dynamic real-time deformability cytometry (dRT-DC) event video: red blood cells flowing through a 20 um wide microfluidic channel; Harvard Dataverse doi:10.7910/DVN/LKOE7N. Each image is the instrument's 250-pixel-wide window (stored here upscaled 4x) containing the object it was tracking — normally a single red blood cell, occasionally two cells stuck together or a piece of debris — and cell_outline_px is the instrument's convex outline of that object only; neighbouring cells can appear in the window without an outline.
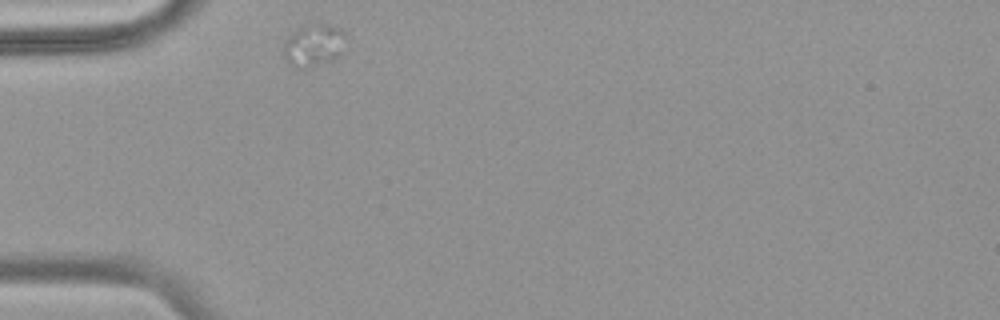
{"species": "common noctule bat (a hibernating species)", "species_latin": "Nyctalus noctula", "temperature_condition": "warm", "stored_images_in_passage": 10, "camera_frame_rate_fps": 3000, "um_per_image_px": 0.085, "animal": {"sex": "female", "body_mass_g": 18.4}, "frame": {"image": 1, "passage_image": 1, "time_ms": 0.0, "image_size_px": [1000, 320], "cell_outline_px": [[348, 44], [340, 56], [304, 68], [292, 68], [284, 60], [284, 40], [288, 36], [300, 28], [320, 24], [332, 24], [340, 28], [344, 32]], "centroid_in_image_um": [26.69, 3.86], "position_along_channel_um": 58.3, "area_um2": 15.43}}
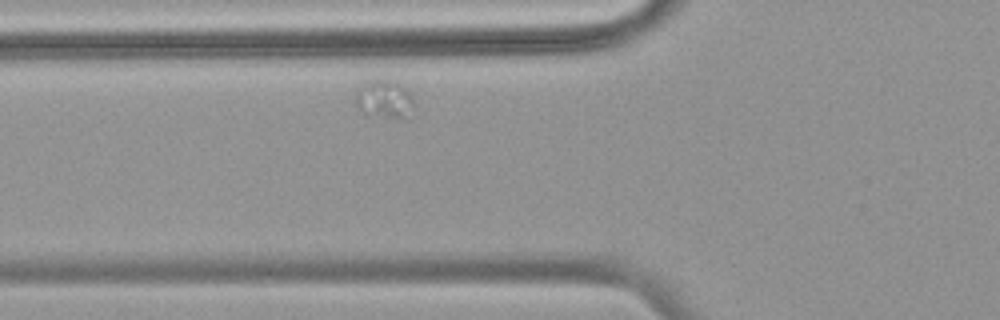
{"frame": {"image": 2, "passage_image": 5, "time_ms": 1.333, "image_size_px": [1000, 320], "cell_outline_px": [[412, 104], [408, 120], [368, 116], [360, 112], [356, 104], [356, 96], [360, 88], [368, 80], [388, 80], [404, 88], [412, 96]], "centroid_in_image_um": [32.65, 8.51], "position_along_channel_um": 93.1, "area_um2": 12.95}}